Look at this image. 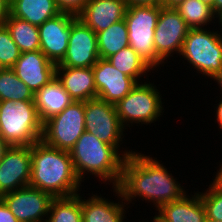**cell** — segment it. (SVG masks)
<instances>
[{
	"mask_svg": "<svg viewBox=\"0 0 222 222\" xmlns=\"http://www.w3.org/2000/svg\"><path fill=\"white\" fill-rule=\"evenodd\" d=\"M114 189L122 201L131 202L132 198L140 196L156 204L157 210L186 194L160 162L134 151L125 158L119 185Z\"/></svg>",
	"mask_w": 222,
	"mask_h": 222,
	"instance_id": "cell-1",
	"label": "cell"
},
{
	"mask_svg": "<svg viewBox=\"0 0 222 222\" xmlns=\"http://www.w3.org/2000/svg\"><path fill=\"white\" fill-rule=\"evenodd\" d=\"M204 222H222V221H219V220L215 221V220L206 218Z\"/></svg>",
	"mask_w": 222,
	"mask_h": 222,
	"instance_id": "cell-44",
	"label": "cell"
},
{
	"mask_svg": "<svg viewBox=\"0 0 222 222\" xmlns=\"http://www.w3.org/2000/svg\"><path fill=\"white\" fill-rule=\"evenodd\" d=\"M221 35L205 28L189 29L180 53L197 71L214 81L222 75Z\"/></svg>",
	"mask_w": 222,
	"mask_h": 222,
	"instance_id": "cell-5",
	"label": "cell"
},
{
	"mask_svg": "<svg viewBox=\"0 0 222 222\" xmlns=\"http://www.w3.org/2000/svg\"><path fill=\"white\" fill-rule=\"evenodd\" d=\"M84 132V102L74 101L43 123L41 140L51 147L71 151Z\"/></svg>",
	"mask_w": 222,
	"mask_h": 222,
	"instance_id": "cell-7",
	"label": "cell"
},
{
	"mask_svg": "<svg viewBox=\"0 0 222 222\" xmlns=\"http://www.w3.org/2000/svg\"><path fill=\"white\" fill-rule=\"evenodd\" d=\"M12 69L34 94L56 77V64L40 50L21 53Z\"/></svg>",
	"mask_w": 222,
	"mask_h": 222,
	"instance_id": "cell-16",
	"label": "cell"
},
{
	"mask_svg": "<svg viewBox=\"0 0 222 222\" xmlns=\"http://www.w3.org/2000/svg\"><path fill=\"white\" fill-rule=\"evenodd\" d=\"M107 60L121 73L134 78L136 81H139L143 73L146 74L150 69L152 70L130 46L121 49L118 53L107 58Z\"/></svg>",
	"mask_w": 222,
	"mask_h": 222,
	"instance_id": "cell-26",
	"label": "cell"
},
{
	"mask_svg": "<svg viewBox=\"0 0 222 222\" xmlns=\"http://www.w3.org/2000/svg\"><path fill=\"white\" fill-rule=\"evenodd\" d=\"M118 152L114 146L102 142L85 131L76 141L70 155L74 170L81 182L87 171L95 177L102 178L101 181L112 182L115 188L119 185L125 158L133 153L129 150L119 156Z\"/></svg>",
	"mask_w": 222,
	"mask_h": 222,
	"instance_id": "cell-3",
	"label": "cell"
},
{
	"mask_svg": "<svg viewBox=\"0 0 222 222\" xmlns=\"http://www.w3.org/2000/svg\"><path fill=\"white\" fill-rule=\"evenodd\" d=\"M20 50L5 25L0 26V66L12 68L20 57Z\"/></svg>",
	"mask_w": 222,
	"mask_h": 222,
	"instance_id": "cell-29",
	"label": "cell"
},
{
	"mask_svg": "<svg viewBox=\"0 0 222 222\" xmlns=\"http://www.w3.org/2000/svg\"><path fill=\"white\" fill-rule=\"evenodd\" d=\"M153 222H168L161 213L154 217Z\"/></svg>",
	"mask_w": 222,
	"mask_h": 222,
	"instance_id": "cell-40",
	"label": "cell"
},
{
	"mask_svg": "<svg viewBox=\"0 0 222 222\" xmlns=\"http://www.w3.org/2000/svg\"><path fill=\"white\" fill-rule=\"evenodd\" d=\"M160 5L127 7L124 20L128 29L129 46L152 68L161 63L156 59L154 32Z\"/></svg>",
	"mask_w": 222,
	"mask_h": 222,
	"instance_id": "cell-6",
	"label": "cell"
},
{
	"mask_svg": "<svg viewBox=\"0 0 222 222\" xmlns=\"http://www.w3.org/2000/svg\"><path fill=\"white\" fill-rule=\"evenodd\" d=\"M189 27L174 7L160 5V14L154 32L156 59L162 64L174 51L181 53Z\"/></svg>",
	"mask_w": 222,
	"mask_h": 222,
	"instance_id": "cell-10",
	"label": "cell"
},
{
	"mask_svg": "<svg viewBox=\"0 0 222 222\" xmlns=\"http://www.w3.org/2000/svg\"><path fill=\"white\" fill-rule=\"evenodd\" d=\"M10 2L8 0H0V26H3L10 14Z\"/></svg>",
	"mask_w": 222,
	"mask_h": 222,
	"instance_id": "cell-33",
	"label": "cell"
},
{
	"mask_svg": "<svg viewBox=\"0 0 222 222\" xmlns=\"http://www.w3.org/2000/svg\"><path fill=\"white\" fill-rule=\"evenodd\" d=\"M221 168L219 169V171L216 174V177L214 180V182L219 185L222 188V164L220 165Z\"/></svg>",
	"mask_w": 222,
	"mask_h": 222,
	"instance_id": "cell-39",
	"label": "cell"
},
{
	"mask_svg": "<svg viewBox=\"0 0 222 222\" xmlns=\"http://www.w3.org/2000/svg\"><path fill=\"white\" fill-rule=\"evenodd\" d=\"M0 222H19L0 198Z\"/></svg>",
	"mask_w": 222,
	"mask_h": 222,
	"instance_id": "cell-32",
	"label": "cell"
},
{
	"mask_svg": "<svg viewBox=\"0 0 222 222\" xmlns=\"http://www.w3.org/2000/svg\"><path fill=\"white\" fill-rule=\"evenodd\" d=\"M216 109V120L219 122V126L222 129V100L219 102Z\"/></svg>",
	"mask_w": 222,
	"mask_h": 222,
	"instance_id": "cell-38",
	"label": "cell"
},
{
	"mask_svg": "<svg viewBox=\"0 0 222 222\" xmlns=\"http://www.w3.org/2000/svg\"><path fill=\"white\" fill-rule=\"evenodd\" d=\"M19 222H44L53 196L31 186L17 189L0 197ZM45 215V216H44Z\"/></svg>",
	"mask_w": 222,
	"mask_h": 222,
	"instance_id": "cell-12",
	"label": "cell"
},
{
	"mask_svg": "<svg viewBox=\"0 0 222 222\" xmlns=\"http://www.w3.org/2000/svg\"><path fill=\"white\" fill-rule=\"evenodd\" d=\"M85 131L117 150L122 141L124 128L118 118L115 104L98 98L84 102Z\"/></svg>",
	"mask_w": 222,
	"mask_h": 222,
	"instance_id": "cell-9",
	"label": "cell"
},
{
	"mask_svg": "<svg viewBox=\"0 0 222 222\" xmlns=\"http://www.w3.org/2000/svg\"><path fill=\"white\" fill-rule=\"evenodd\" d=\"M211 8L215 15L220 13L222 11V0H214Z\"/></svg>",
	"mask_w": 222,
	"mask_h": 222,
	"instance_id": "cell-37",
	"label": "cell"
},
{
	"mask_svg": "<svg viewBox=\"0 0 222 222\" xmlns=\"http://www.w3.org/2000/svg\"><path fill=\"white\" fill-rule=\"evenodd\" d=\"M183 1H185V0H161V6H164V7H175L180 2H183Z\"/></svg>",
	"mask_w": 222,
	"mask_h": 222,
	"instance_id": "cell-36",
	"label": "cell"
},
{
	"mask_svg": "<svg viewBox=\"0 0 222 222\" xmlns=\"http://www.w3.org/2000/svg\"><path fill=\"white\" fill-rule=\"evenodd\" d=\"M31 146H10L0 162V197L29 186Z\"/></svg>",
	"mask_w": 222,
	"mask_h": 222,
	"instance_id": "cell-13",
	"label": "cell"
},
{
	"mask_svg": "<svg viewBox=\"0 0 222 222\" xmlns=\"http://www.w3.org/2000/svg\"><path fill=\"white\" fill-rule=\"evenodd\" d=\"M201 193L200 197L206 210V217L215 221H222V188L214 181L209 190Z\"/></svg>",
	"mask_w": 222,
	"mask_h": 222,
	"instance_id": "cell-30",
	"label": "cell"
},
{
	"mask_svg": "<svg viewBox=\"0 0 222 222\" xmlns=\"http://www.w3.org/2000/svg\"><path fill=\"white\" fill-rule=\"evenodd\" d=\"M10 145L0 136V162Z\"/></svg>",
	"mask_w": 222,
	"mask_h": 222,
	"instance_id": "cell-35",
	"label": "cell"
},
{
	"mask_svg": "<svg viewBox=\"0 0 222 222\" xmlns=\"http://www.w3.org/2000/svg\"><path fill=\"white\" fill-rule=\"evenodd\" d=\"M10 15L40 26L61 13L55 0H12Z\"/></svg>",
	"mask_w": 222,
	"mask_h": 222,
	"instance_id": "cell-21",
	"label": "cell"
},
{
	"mask_svg": "<svg viewBox=\"0 0 222 222\" xmlns=\"http://www.w3.org/2000/svg\"><path fill=\"white\" fill-rule=\"evenodd\" d=\"M34 101L42 123L74 102L57 77L34 94Z\"/></svg>",
	"mask_w": 222,
	"mask_h": 222,
	"instance_id": "cell-19",
	"label": "cell"
},
{
	"mask_svg": "<svg viewBox=\"0 0 222 222\" xmlns=\"http://www.w3.org/2000/svg\"><path fill=\"white\" fill-rule=\"evenodd\" d=\"M46 222H82L81 196L54 197Z\"/></svg>",
	"mask_w": 222,
	"mask_h": 222,
	"instance_id": "cell-25",
	"label": "cell"
},
{
	"mask_svg": "<svg viewBox=\"0 0 222 222\" xmlns=\"http://www.w3.org/2000/svg\"><path fill=\"white\" fill-rule=\"evenodd\" d=\"M174 8L190 29L202 28L215 18L211 6L200 0H185Z\"/></svg>",
	"mask_w": 222,
	"mask_h": 222,
	"instance_id": "cell-28",
	"label": "cell"
},
{
	"mask_svg": "<svg viewBox=\"0 0 222 222\" xmlns=\"http://www.w3.org/2000/svg\"><path fill=\"white\" fill-rule=\"evenodd\" d=\"M77 16L61 12L56 17L46 20L38 26L40 51L56 65L64 58L68 48L71 22Z\"/></svg>",
	"mask_w": 222,
	"mask_h": 222,
	"instance_id": "cell-15",
	"label": "cell"
},
{
	"mask_svg": "<svg viewBox=\"0 0 222 222\" xmlns=\"http://www.w3.org/2000/svg\"><path fill=\"white\" fill-rule=\"evenodd\" d=\"M160 96L158 89L152 83H137L123 99L115 104L118 118L123 127L127 123L133 122L148 125L159 119L160 113L164 110Z\"/></svg>",
	"mask_w": 222,
	"mask_h": 222,
	"instance_id": "cell-8",
	"label": "cell"
},
{
	"mask_svg": "<svg viewBox=\"0 0 222 222\" xmlns=\"http://www.w3.org/2000/svg\"><path fill=\"white\" fill-rule=\"evenodd\" d=\"M99 57L107 59L129 46L128 29L125 20L112 24L97 33Z\"/></svg>",
	"mask_w": 222,
	"mask_h": 222,
	"instance_id": "cell-24",
	"label": "cell"
},
{
	"mask_svg": "<svg viewBox=\"0 0 222 222\" xmlns=\"http://www.w3.org/2000/svg\"><path fill=\"white\" fill-rule=\"evenodd\" d=\"M123 206L122 203L110 202L97 195L86 201L81 199L82 222H123Z\"/></svg>",
	"mask_w": 222,
	"mask_h": 222,
	"instance_id": "cell-22",
	"label": "cell"
},
{
	"mask_svg": "<svg viewBox=\"0 0 222 222\" xmlns=\"http://www.w3.org/2000/svg\"><path fill=\"white\" fill-rule=\"evenodd\" d=\"M97 98L116 104L139 83L121 73L107 59L99 58L92 67Z\"/></svg>",
	"mask_w": 222,
	"mask_h": 222,
	"instance_id": "cell-14",
	"label": "cell"
},
{
	"mask_svg": "<svg viewBox=\"0 0 222 222\" xmlns=\"http://www.w3.org/2000/svg\"><path fill=\"white\" fill-rule=\"evenodd\" d=\"M80 184L70 151L51 147L42 140L31 145L29 186L53 197H67L77 194Z\"/></svg>",
	"mask_w": 222,
	"mask_h": 222,
	"instance_id": "cell-2",
	"label": "cell"
},
{
	"mask_svg": "<svg viewBox=\"0 0 222 222\" xmlns=\"http://www.w3.org/2000/svg\"><path fill=\"white\" fill-rule=\"evenodd\" d=\"M219 18V24L222 26V11L216 15Z\"/></svg>",
	"mask_w": 222,
	"mask_h": 222,
	"instance_id": "cell-42",
	"label": "cell"
},
{
	"mask_svg": "<svg viewBox=\"0 0 222 222\" xmlns=\"http://www.w3.org/2000/svg\"><path fill=\"white\" fill-rule=\"evenodd\" d=\"M42 132L35 101H0V136L10 146H31Z\"/></svg>",
	"mask_w": 222,
	"mask_h": 222,
	"instance_id": "cell-4",
	"label": "cell"
},
{
	"mask_svg": "<svg viewBox=\"0 0 222 222\" xmlns=\"http://www.w3.org/2000/svg\"><path fill=\"white\" fill-rule=\"evenodd\" d=\"M200 1L205 3V4H207V5H209V6H211V7H212V4L214 2V0H200Z\"/></svg>",
	"mask_w": 222,
	"mask_h": 222,
	"instance_id": "cell-41",
	"label": "cell"
},
{
	"mask_svg": "<svg viewBox=\"0 0 222 222\" xmlns=\"http://www.w3.org/2000/svg\"><path fill=\"white\" fill-rule=\"evenodd\" d=\"M220 86H222V75L216 80Z\"/></svg>",
	"mask_w": 222,
	"mask_h": 222,
	"instance_id": "cell-43",
	"label": "cell"
},
{
	"mask_svg": "<svg viewBox=\"0 0 222 222\" xmlns=\"http://www.w3.org/2000/svg\"><path fill=\"white\" fill-rule=\"evenodd\" d=\"M127 7L131 6H154V5H161V0H124Z\"/></svg>",
	"mask_w": 222,
	"mask_h": 222,
	"instance_id": "cell-34",
	"label": "cell"
},
{
	"mask_svg": "<svg viewBox=\"0 0 222 222\" xmlns=\"http://www.w3.org/2000/svg\"><path fill=\"white\" fill-rule=\"evenodd\" d=\"M56 77L74 101L97 98L92 67H56Z\"/></svg>",
	"mask_w": 222,
	"mask_h": 222,
	"instance_id": "cell-18",
	"label": "cell"
},
{
	"mask_svg": "<svg viewBox=\"0 0 222 222\" xmlns=\"http://www.w3.org/2000/svg\"><path fill=\"white\" fill-rule=\"evenodd\" d=\"M34 101V93L21 81L12 68L0 70V101Z\"/></svg>",
	"mask_w": 222,
	"mask_h": 222,
	"instance_id": "cell-27",
	"label": "cell"
},
{
	"mask_svg": "<svg viewBox=\"0 0 222 222\" xmlns=\"http://www.w3.org/2000/svg\"><path fill=\"white\" fill-rule=\"evenodd\" d=\"M124 0H88L77 17L96 34L124 19Z\"/></svg>",
	"mask_w": 222,
	"mask_h": 222,
	"instance_id": "cell-17",
	"label": "cell"
},
{
	"mask_svg": "<svg viewBox=\"0 0 222 222\" xmlns=\"http://www.w3.org/2000/svg\"><path fill=\"white\" fill-rule=\"evenodd\" d=\"M191 198L184 195L181 199L163 204L158 213L168 222H204L207 217L200 194L195 193Z\"/></svg>",
	"mask_w": 222,
	"mask_h": 222,
	"instance_id": "cell-20",
	"label": "cell"
},
{
	"mask_svg": "<svg viewBox=\"0 0 222 222\" xmlns=\"http://www.w3.org/2000/svg\"><path fill=\"white\" fill-rule=\"evenodd\" d=\"M4 25L21 53L40 50L38 26L9 14Z\"/></svg>",
	"mask_w": 222,
	"mask_h": 222,
	"instance_id": "cell-23",
	"label": "cell"
},
{
	"mask_svg": "<svg viewBox=\"0 0 222 222\" xmlns=\"http://www.w3.org/2000/svg\"><path fill=\"white\" fill-rule=\"evenodd\" d=\"M88 0H55L61 12L78 15L86 5Z\"/></svg>",
	"mask_w": 222,
	"mask_h": 222,
	"instance_id": "cell-31",
	"label": "cell"
},
{
	"mask_svg": "<svg viewBox=\"0 0 222 222\" xmlns=\"http://www.w3.org/2000/svg\"><path fill=\"white\" fill-rule=\"evenodd\" d=\"M99 58L97 34L76 17L71 22L65 56L56 67H93Z\"/></svg>",
	"mask_w": 222,
	"mask_h": 222,
	"instance_id": "cell-11",
	"label": "cell"
}]
</instances>
